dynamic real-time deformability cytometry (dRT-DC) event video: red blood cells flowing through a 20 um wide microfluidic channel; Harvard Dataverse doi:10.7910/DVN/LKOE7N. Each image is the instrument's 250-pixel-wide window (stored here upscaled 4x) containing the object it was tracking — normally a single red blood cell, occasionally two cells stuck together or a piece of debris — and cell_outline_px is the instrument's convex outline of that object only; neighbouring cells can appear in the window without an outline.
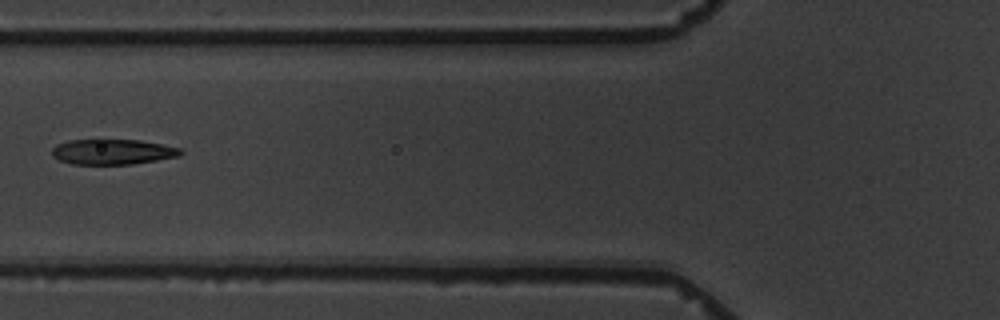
{"species": "common noctule bat (a hibernating species)", "species_latin": "Nyctalus noctula", "temperature_condition": "warm", "stored_images_in_passage": 6, "camera_frame_rate_fps": 3000, "um_per_image_px": 0.085, "animal": {"sex": "male", "body_mass_g": 19.5, "forearm_length_mm": 54.6}, "frame": {"image": 1, "passage_image": 6, "time_ms": 5.667, "image_size_px": [1000, 320], "cell_outline_px": [[184, 152], [180, 156], [132, 164], [72, 164], [60, 160], [52, 156], [52, 148], [56, 144], [68, 140], [96, 136], [100, 136], [140, 140], [180, 148]], "centroid_in_image_um": [9.51, 12.84], "position_along_channel_um": 116.3, "area_um2": 20.0}}